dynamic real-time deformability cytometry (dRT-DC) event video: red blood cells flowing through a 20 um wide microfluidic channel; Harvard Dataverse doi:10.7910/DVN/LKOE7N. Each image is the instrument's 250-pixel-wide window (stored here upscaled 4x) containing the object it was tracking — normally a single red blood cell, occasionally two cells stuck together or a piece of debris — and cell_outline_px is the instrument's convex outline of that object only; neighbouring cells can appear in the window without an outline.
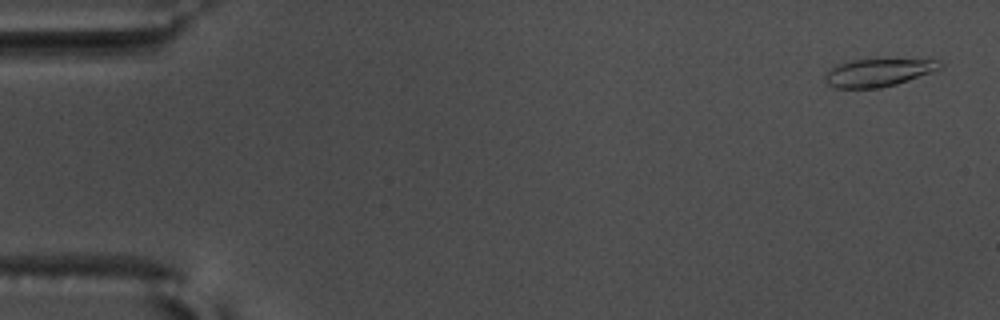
{"species": "common noctule bat (a hibernating species)", "species_latin": "Nyctalus noctula", "temperature_condition": "warm", "stored_images_in_passage": 58, "camera_frame_rate_fps": 3000, "um_per_image_px": 0.085, "animal": {"sex": "male", "body_mass_g": 17.5, "forearm_length_mm": 52.3}, "frame": {"image": 1, "passage_image": 3, "time_ms": 0.667, "image_size_px": [1000, 320], "cell_outline_px": [[944, 64], [940, 68], [908, 80], [896, 84], [880, 88], [832, 88], [824, 80], [824, 76], [828, 68], [852, 60], [940, 60]], "centroid_in_image_um": [74.58, 6.18], "position_along_channel_um": 10.4, "area_um2": 18.32}}
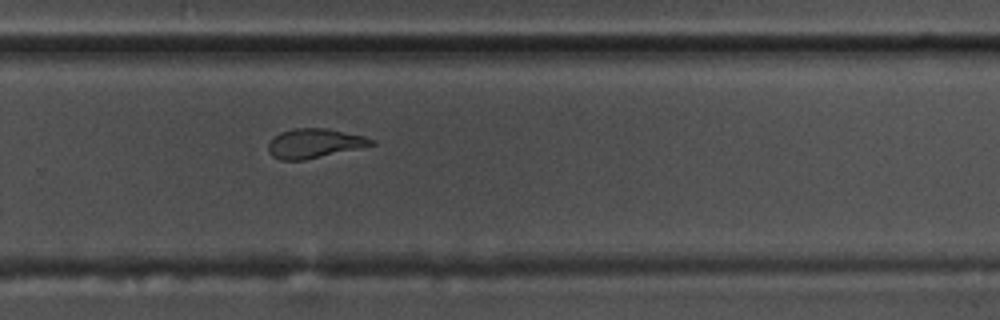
{"frame": {"image": 2, "passage_image": 39, "time_ms": 12.667, "image_size_px": [1000, 320], "cell_outline_px": [[376, 144], [360, 148], [304, 160], [280, 160], [272, 156], [268, 152], [268, 144], [280, 132], [296, 128], [328, 128], [364, 136], [376, 140]], "centroid_in_image_um": [26.75, 12.18], "position_along_channel_um": 303.1, "area_um2": 17.63}}
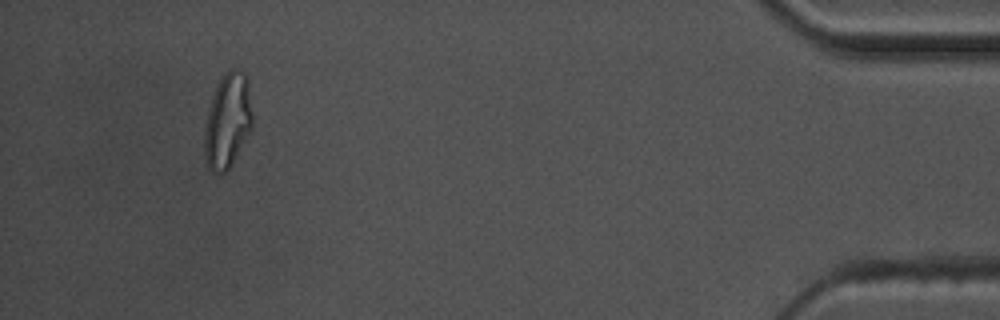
{"frame": {"image": 3, "passage_image": 54, "time_ms": 17.667, "image_size_px": [1000, 320], "cell_outline_px": [[252, 124], [232, 164], [224, 172], [216, 172], [208, 168], [204, 152], [204, 128], [212, 96], [216, 84], [232, 68], [236, 68], [244, 72], [248, 76], [252, 112]], "centroid_in_image_um": [19.34, 10.23], "position_along_channel_um": 415.9, "area_um2": 26.18}, "authors_computed_cell_mechanics": {"area_um2": 18.5538, "velocity_mm_per_s": 3.5998, "shape_relaxation_time_tau1_ms": 9.8394, "shape_relaxation_time_tau2_ms": 2.2082, "deformation_change_tau1": 0.2679, "deformation_change_tau2": 0.0982}}